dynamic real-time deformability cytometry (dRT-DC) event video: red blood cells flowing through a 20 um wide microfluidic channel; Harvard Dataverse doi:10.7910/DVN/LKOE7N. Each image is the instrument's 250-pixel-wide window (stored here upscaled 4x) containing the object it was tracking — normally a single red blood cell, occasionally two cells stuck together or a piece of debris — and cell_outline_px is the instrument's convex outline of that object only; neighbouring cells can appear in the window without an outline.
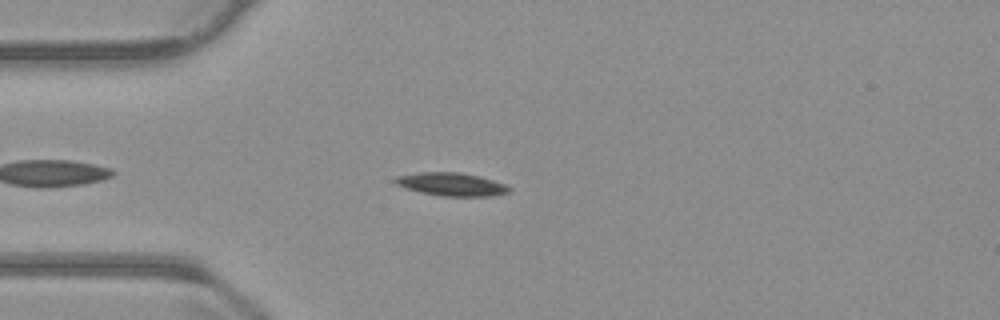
{"species": "common noctule bat (a hibernating species)", "species_latin": "Nyctalus noctula", "temperature_condition": "warm", "stored_images_in_passage": 48, "camera_frame_rate_fps": 3000, "um_per_image_px": 0.085, "animal": {"sex": "male", "body_mass_g": 23.1, "forearm_length_mm": 52.7}, "frame": {"image": 1, "passage_image": 7, "time_ms": 2.0, "image_size_px": [1000, 320], "cell_outline_px": [[512, 188], [508, 192], [492, 196], [440, 196], [408, 188], [396, 184], [392, 180], [396, 176], [420, 172], [460, 172], [480, 176], [504, 184]], "centroid_in_image_um": [38.38, 15.65], "position_along_channel_um": 46.6, "area_um2": 15.2}}
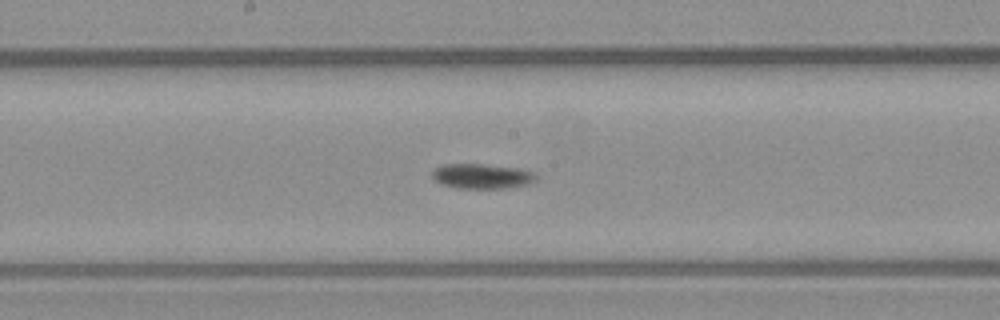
{"frame": {"image": 2, "passage_image": 21, "time_ms": 6.667, "image_size_px": [1000, 320], "cell_outline_px": [[536, 180], [528, 184], [504, 188], [460, 188], [440, 184], [432, 176], [432, 172], [436, 168], [444, 164], [484, 164], [520, 168], [536, 172]], "centroid_in_image_um": [41.0, 14.97], "position_along_channel_um": 207.2, "area_um2": 15.09}}
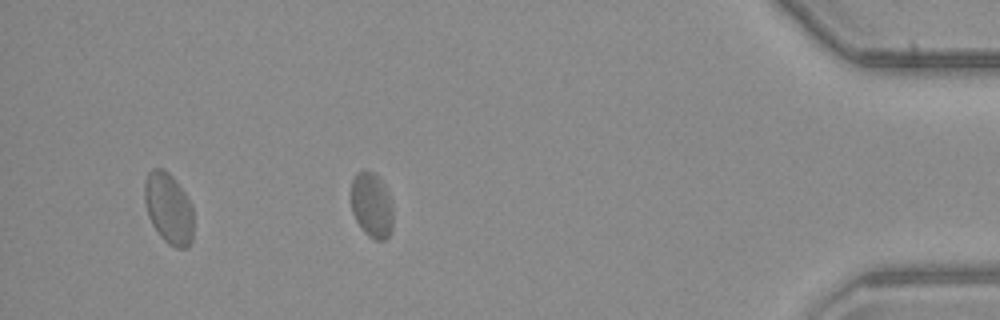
{"frame": {"image": 3, "passage_image": 41, "time_ms": 13.333, "image_size_px": [1000, 320], "cell_outline_px": [[392, 228], [388, 236], [384, 240], [376, 240], [368, 236], [360, 228], [352, 212], [352, 180], [356, 172], [372, 172], [380, 180], [392, 204]], "centroid_in_image_um": [31.58, 17.49], "position_along_channel_um": 403.6, "area_um2": 15.55}, "authors_computed_cell_mechanics": {"area_um2": 15.3459, "velocity_mm_per_s": 3.7275, "shape_relaxation_time_tau1_ms": null, "shape_relaxation_time_tau2_ms": 1.823, "deformation_change_tau1": null, "deformation_change_tau2": 0.0382}}